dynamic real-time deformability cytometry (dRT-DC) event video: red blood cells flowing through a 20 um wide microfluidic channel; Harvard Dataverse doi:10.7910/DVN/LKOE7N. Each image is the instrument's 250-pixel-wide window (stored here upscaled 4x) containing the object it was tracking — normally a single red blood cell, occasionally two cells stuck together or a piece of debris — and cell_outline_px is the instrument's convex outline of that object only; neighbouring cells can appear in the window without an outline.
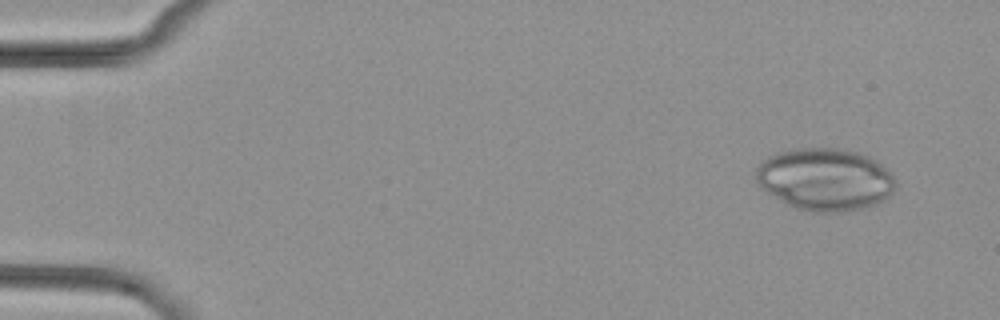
{"species": "common noctule bat (a hibernating species)", "species_latin": "Nyctalus noctula", "temperature_condition": "cold", "stored_images_in_passage": 3, "camera_frame_rate_fps": 3000, "um_per_image_px": 0.085, "animal": {"sex": "female", "body_mass_g": 29.2, "forearm_length_mm": 56.3}, "frame": {"image": 1, "passage_image": 1, "time_ms": 0.0, "image_size_px": [1000, 320], "cell_outline_px": [[896, 188], [880, 204], [864, 208], [836, 212], [812, 212], [796, 208], [788, 204], [768, 192], [756, 180], [756, 168], [768, 156], [776, 152], [796, 148], [848, 148], [860, 152], [876, 160], [892, 172], [896, 180]], "centroid_in_image_um": [70.19, 15.23], "position_along_channel_um": 14.8, "area_um2": 51.1}}